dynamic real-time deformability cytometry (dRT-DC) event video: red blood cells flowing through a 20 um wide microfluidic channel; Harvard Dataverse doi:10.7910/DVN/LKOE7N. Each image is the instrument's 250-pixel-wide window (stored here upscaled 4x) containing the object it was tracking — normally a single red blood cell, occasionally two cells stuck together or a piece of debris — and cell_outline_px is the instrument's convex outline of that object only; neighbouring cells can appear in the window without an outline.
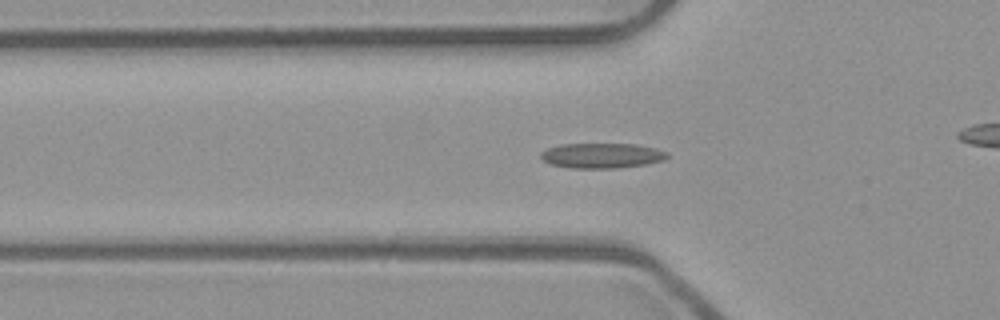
{"species": "common noctule bat (a hibernating species)", "species_latin": "Nyctalus noctula", "temperature_condition": "room temperature", "stored_images_in_passage": 44, "camera_frame_rate_fps": 3000, "um_per_image_px": 0.085, "animal": {"sex": "male", "body_mass_g": 23.1, "forearm_length_mm": 52.7}, "frame": {"image": 1, "passage_image": 8, "time_ms": 2.333, "image_size_px": [1000, 320], "cell_outline_px": [[668, 156], [664, 160], [644, 164], [616, 168], [572, 168], [552, 164], [544, 160], [540, 156], [540, 152], [548, 148], [560, 144], [636, 144], [656, 148], [668, 152]], "centroid_in_image_um": [51.17, 13.22], "position_along_channel_um": 74.6, "area_um2": 18.38}}
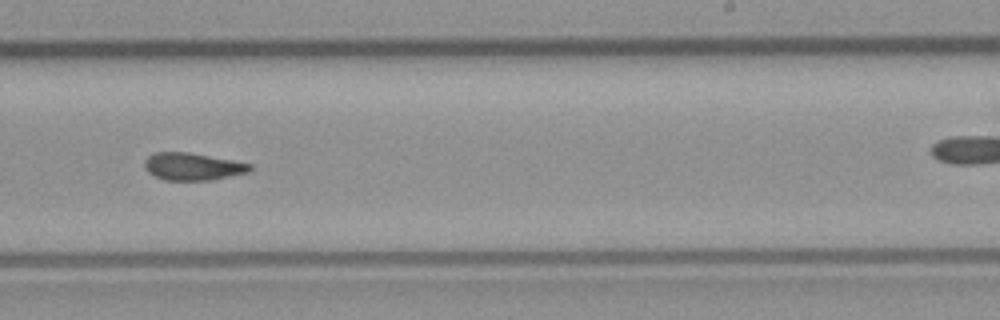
{"frame": {"image": 2, "passage_image": 23, "time_ms": 7.333, "image_size_px": [1000, 320], "cell_outline_px": [[252, 168], [248, 172], [212, 180], [164, 180], [148, 172], [144, 168], [144, 160], [148, 156], [156, 152], [188, 152], [232, 160], [252, 164]], "centroid_in_image_um": [16.36, 14.15], "position_along_channel_um": 272.6, "area_um2": 16.76}}
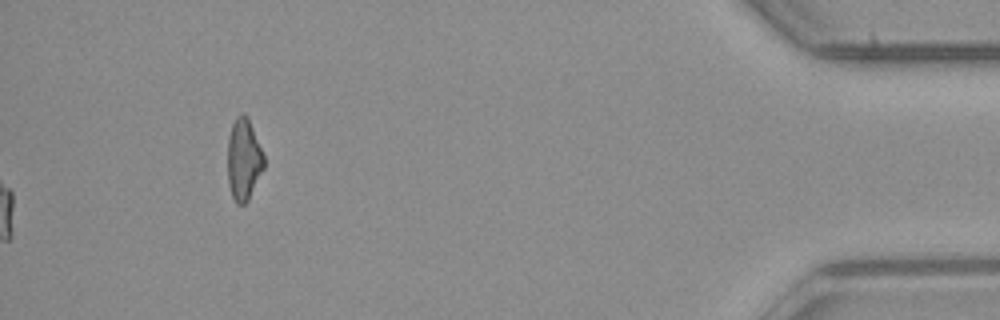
{"frame": {"image": 3, "passage_image": 44, "time_ms": 14.333, "image_size_px": [1000, 320], "cell_outline_px": [[264, 168], [248, 200], [244, 204], [236, 204], [232, 196], [228, 184], [228, 136], [232, 124], [236, 116], [240, 112], [244, 112], [248, 116], [264, 156]], "centroid_in_image_um": [20.7, 13.52], "position_along_channel_um": 414.5, "area_um2": 17.4}, "authors_computed_cell_mechanics": {"area_um2": 17.051, "velocity_mm_per_s": 3.9352, "shape_relaxation_time_tau1_ms": null, "shape_relaxation_time_tau2_ms": 3.0208, "deformation_change_tau1": null, "deformation_change_tau2": 0.0855}}